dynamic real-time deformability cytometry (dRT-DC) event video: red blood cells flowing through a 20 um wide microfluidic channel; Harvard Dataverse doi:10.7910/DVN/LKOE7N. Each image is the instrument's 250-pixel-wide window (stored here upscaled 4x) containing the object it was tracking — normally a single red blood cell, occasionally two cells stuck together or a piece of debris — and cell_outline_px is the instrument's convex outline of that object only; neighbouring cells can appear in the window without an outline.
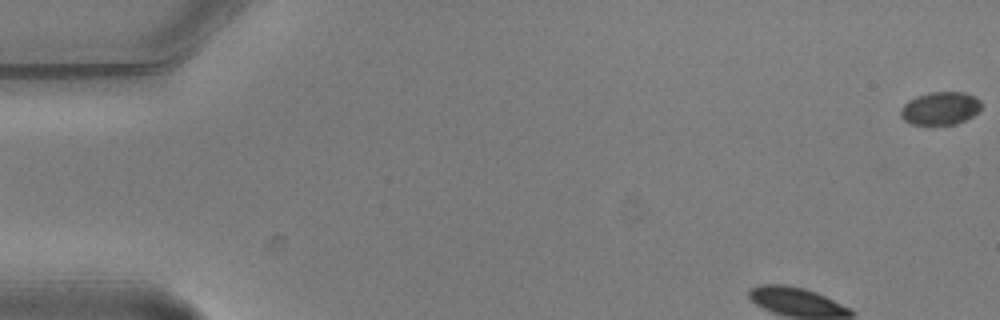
{"species": "common noctule bat (a hibernating species)", "species_latin": "Nyctalus noctula", "temperature_condition": "warm", "stored_images_in_passage": 6, "segment_of_instrument_passage": [2, 2], "camera_frame_rate_fps": 3000, "um_per_image_px": 0.085, "animal": {"sex": "male", "body_mass_g": 20.5, "forearm_length_mm": 52.5}, "frame": {"image": 1, "passage_image": 6, "time_ms": 1.667, "image_size_px": [1000, 320], "cell_outline_px": [[980, 108], [972, 116], [956, 124], [912, 124], [904, 120], [900, 116], [900, 108], [908, 100], [916, 96], [928, 92], [964, 92], [976, 96], [980, 100]], "centroid_in_image_um": [79.9, 9.19], "position_along_channel_um": 5.1, "area_um2": 15.49}}